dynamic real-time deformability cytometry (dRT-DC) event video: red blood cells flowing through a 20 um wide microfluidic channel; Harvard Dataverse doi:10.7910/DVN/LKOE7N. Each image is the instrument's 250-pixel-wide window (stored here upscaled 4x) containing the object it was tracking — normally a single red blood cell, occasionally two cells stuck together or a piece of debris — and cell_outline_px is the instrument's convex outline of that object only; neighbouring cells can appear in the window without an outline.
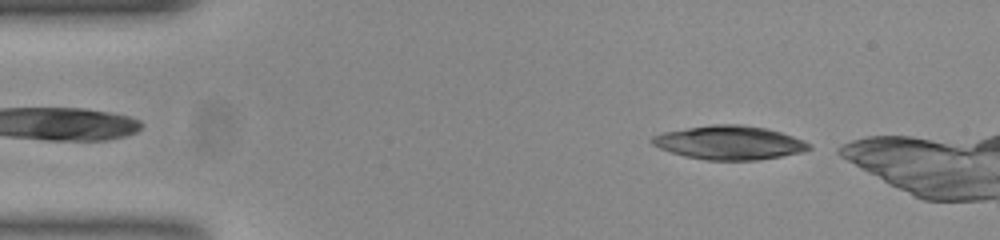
{"species": "common noctule bat (a hibernating species)", "species_latin": "Nyctalus noctula", "temperature_condition": "room temperature", "stored_images_in_passage": 41, "camera_frame_rate_fps": 3000, "um_per_image_px": 0.085, "animal": {"sex": "female", "body_mass_g": 23.0, "forearm_length_mm": 53.4}, "frame": {"image": 1, "passage_image": 2, "time_ms": 0.333, "image_size_px": [1000, 240], "cell_outline_px": [[812, 148], [800, 152], [780, 156], [756, 160], [708, 160], [684, 156], [660, 148], [652, 144], [648, 140], [652, 136], [664, 132], [688, 128], [716, 124], [740, 124], [764, 128], [780, 132], [792, 136], [808, 144]], "centroid_in_image_um": [61.94, 12.12], "position_along_channel_um": 23.1, "area_um2": 30.4}}